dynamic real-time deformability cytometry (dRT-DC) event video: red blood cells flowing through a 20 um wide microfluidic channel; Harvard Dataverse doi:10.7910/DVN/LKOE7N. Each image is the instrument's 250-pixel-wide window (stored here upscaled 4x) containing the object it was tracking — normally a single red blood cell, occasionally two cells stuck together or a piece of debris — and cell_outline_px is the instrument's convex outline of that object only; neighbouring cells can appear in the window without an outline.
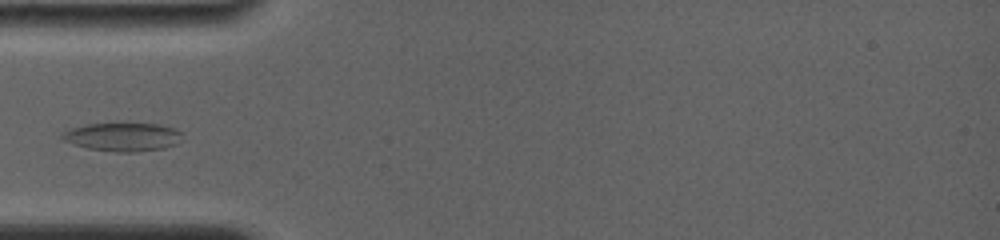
{"species": "common noctule bat (a hibernating species)", "species_latin": "Nyctalus noctula", "temperature_condition": "room temperature", "stored_images_in_passage": 4, "camera_frame_rate_fps": 4000, "um_per_image_px": 0.085, "animal": {"sex": "female", "body_mass_g": 19.0, "forearm_length_mm": 56.7}, "frame": {"image": 1, "passage_image": 1, "time_ms": 0.0, "image_size_px": [1000, 240], "cell_outline_px": [[180, 132], [176, 144], [164, 148], [136, 152], [116, 152], [88, 148], [72, 144], [64, 140], [60, 136], [64, 132], [72, 128], [84, 124], [160, 124], [176, 128]], "centroid_in_image_um": [10.41, 11.64], "position_along_channel_um": 74.6, "area_um2": 19.65}}
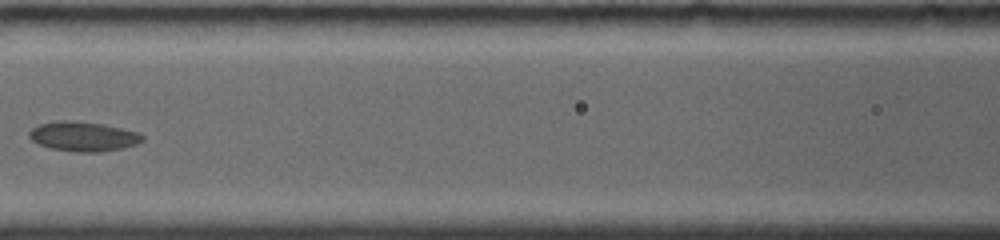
{"frame": {"image": 2, "passage_image": 3, "time_ms": 2.25, "image_size_px": [1000, 240], "cell_outline_px": [[144, 140], [136, 144], [104, 152], [76, 152], [52, 148], [40, 144], [32, 140], [28, 136], [28, 132], [32, 128], [40, 124], [56, 120], [76, 120], [104, 124], [140, 132], [144, 136]], "centroid_in_image_um": [7.09, 11.58], "position_along_channel_um": 159.5, "area_um2": 19.71}}
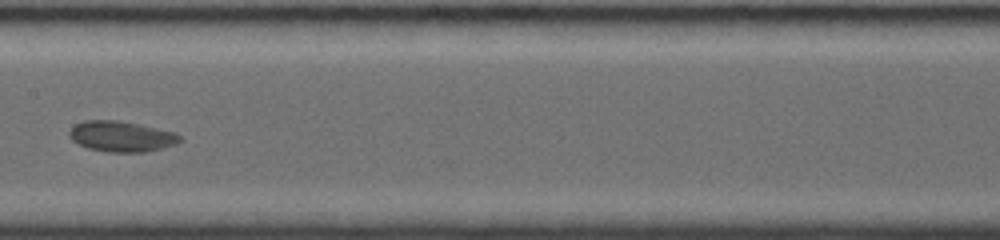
{"frame": {"image": 3, "passage_image": 4, "time_ms": 3.25, "image_size_px": [1000, 240], "cell_outline_px": [[184, 140], [176, 144], [144, 152], [108, 152], [88, 148], [72, 140], [68, 136], [68, 132], [76, 124], [84, 120], [116, 120], [136, 124], [172, 132], [180, 136]], "centroid_in_image_um": [10.29, 11.6], "position_along_channel_um": 197.1, "area_um2": 19.42}}